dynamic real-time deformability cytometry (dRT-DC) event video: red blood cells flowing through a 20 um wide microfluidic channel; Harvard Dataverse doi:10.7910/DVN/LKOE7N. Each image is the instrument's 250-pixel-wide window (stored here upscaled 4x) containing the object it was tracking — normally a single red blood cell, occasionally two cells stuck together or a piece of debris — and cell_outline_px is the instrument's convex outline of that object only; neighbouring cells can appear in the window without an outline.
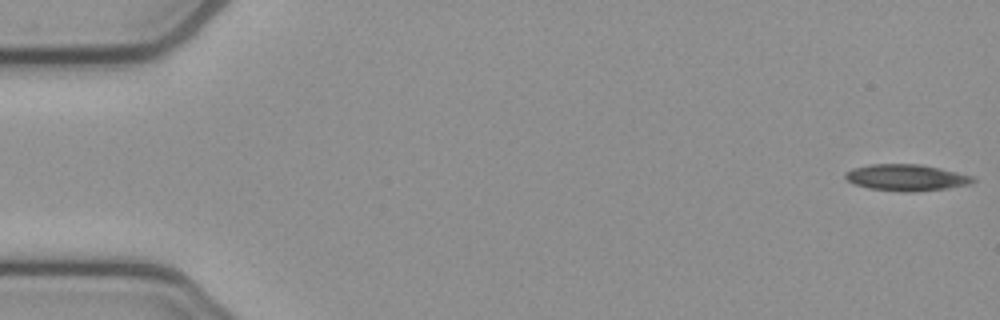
{"species": "common noctule bat (a hibernating species)", "species_latin": "Nyctalus noctula", "temperature_condition": "cold", "stored_images_in_passage": 53, "camera_frame_rate_fps": 3000, "um_per_image_px": 0.085, "animal": {"sex": "female", "body_mass_g": 21.9}, "frame": {"image": 1, "passage_image": 1, "time_ms": 0.0, "image_size_px": [1000, 320], "cell_outline_px": [[976, 180], [972, 184], [948, 188], [912, 192], [900, 192], [868, 188], [856, 184], [848, 180], [844, 176], [844, 172], [852, 168], [872, 164], [920, 164], [956, 172], [972, 176]], "centroid_in_image_um": [77.03, 15.1], "position_along_channel_um": 8.0, "area_um2": 19.65}}
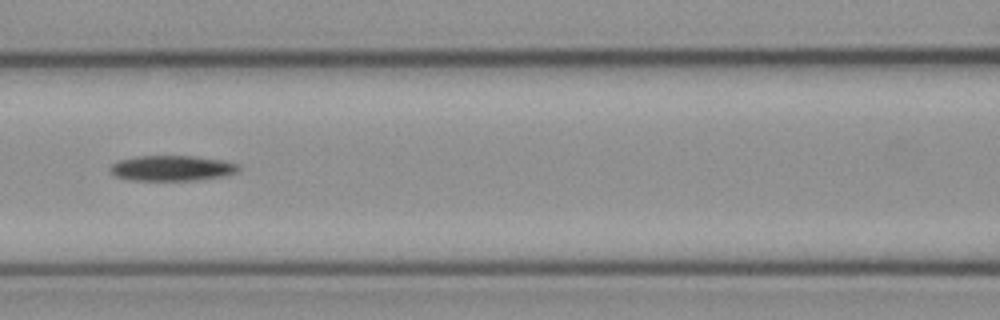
{"frame": {"image": 2, "passage_image": 23, "time_ms": 7.333, "image_size_px": [1000, 320], "cell_outline_px": [[240, 168], [236, 172], [224, 176], [196, 180], [128, 180], [116, 176], [108, 168], [112, 164], [120, 160], [140, 156], [192, 156], [224, 160], [240, 164]], "centroid_in_image_um": [14.64, 14.29], "position_along_channel_um": 152.0, "area_um2": 18.96}}
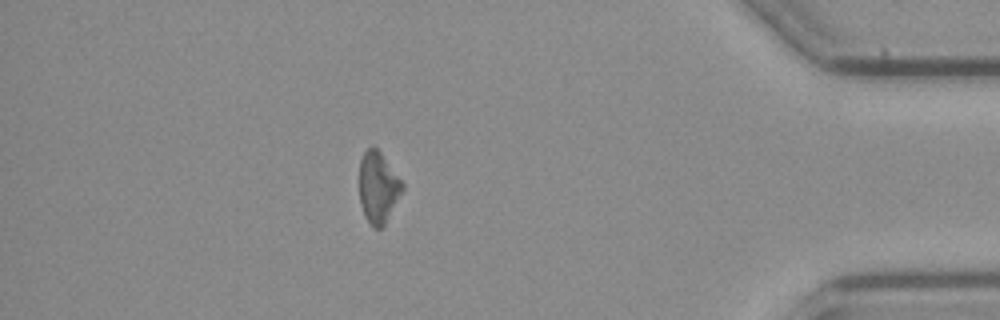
{"frame": {"image": 3, "passage_image": 46, "time_ms": 15.0, "image_size_px": [1000, 320], "cell_outline_px": [[404, 188], [384, 224], [380, 228], [372, 228], [364, 216], [360, 204], [360, 160], [364, 152], [372, 144], [380, 152], [404, 184]], "centroid_in_image_um": [32.12, 15.93], "position_along_channel_um": 403.1, "area_um2": 17.63}, "authors_computed_cell_mechanics": {"area_um2": 18.9584, "velocity_mm_per_s": 3.8712, "shape_relaxation_time_tau1_ms": 10.9625, "shape_relaxation_time_tau2_ms": null, "deformation_change_tau1": 0.1879, "deformation_change_tau2": null}}